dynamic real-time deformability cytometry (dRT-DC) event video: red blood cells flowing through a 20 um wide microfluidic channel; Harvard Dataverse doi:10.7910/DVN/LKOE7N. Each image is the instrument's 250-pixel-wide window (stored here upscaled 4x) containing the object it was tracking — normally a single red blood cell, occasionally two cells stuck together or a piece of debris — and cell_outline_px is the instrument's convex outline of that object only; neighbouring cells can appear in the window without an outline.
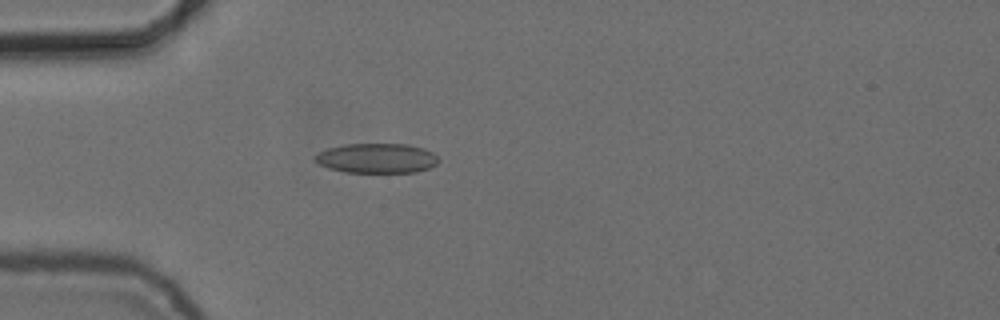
{"species": "common noctule bat (a hibernating species)", "species_latin": "Nyctalus noctula", "temperature_condition": "cold", "stored_images_in_passage": 55, "camera_frame_rate_fps": 3000, "um_per_image_px": 0.085, "animal": {"sex": "female", "body_mass_g": 24.6, "forearm_length_mm": 56.2}, "frame": {"image": 1, "passage_image": 16, "time_ms": 5.0, "image_size_px": [1000, 320], "cell_outline_px": [[440, 160], [436, 164], [428, 168], [416, 172], [344, 172], [328, 168], [312, 160], [320, 152], [328, 148], [344, 144], [408, 144], [424, 148], [432, 152]], "centroid_in_image_um": [32.03, 13.45], "position_along_channel_um": 53.0, "area_um2": 21.39}}
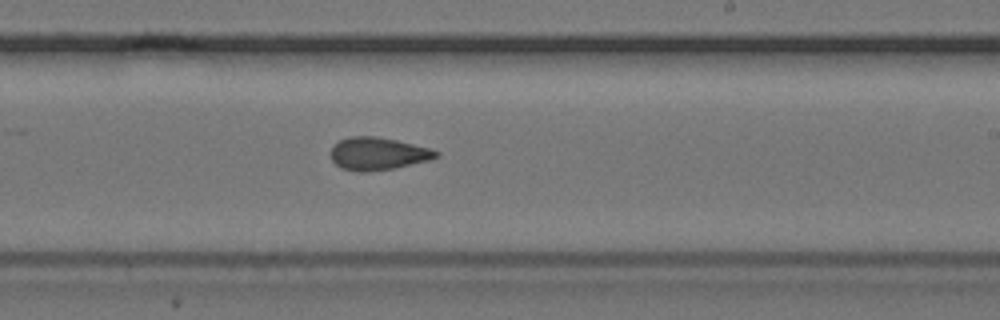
{"frame": {"image": 2, "passage_image": 33, "time_ms": 10.667, "image_size_px": [1000, 320], "cell_outline_px": [[440, 156], [428, 160], [396, 168], [368, 172], [360, 172], [340, 168], [332, 160], [328, 152], [340, 140], [348, 136], [376, 136], [396, 140], [428, 148], [440, 152]], "centroid_in_image_um": [32.09, 13.07], "position_along_channel_um": 256.9, "area_um2": 20.11}}
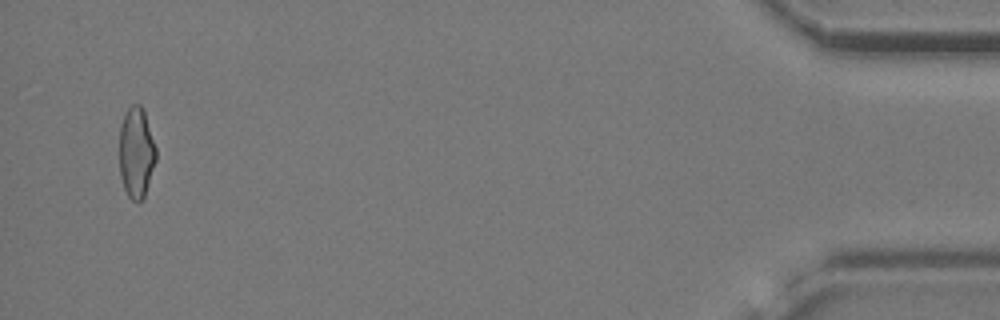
{"frame": {"image": 3, "passage_image": 53, "time_ms": 17.333, "image_size_px": [1000, 320], "cell_outline_px": [[156, 160], [144, 196], [140, 200], [132, 200], [128, 196], [124, 188], [120, 176], [120, 124], [124, 112], [132, 104], [140, 104], [144, 108], [156, 148]], "centroid_in_image_um": [11.58, 12.91], "position_along_channel_um": 423.6, "area_um2": 19.42}, "authors_computed_cell_mechanics": {"area_um2": 20.0566, "velocity_mm_per_s": 3.7608, "shape_relaxation_time_tau1_ms": null, "shape_relaxation_time_tau2_ms": 2.8996, "deformation_change_tau1": null, "deformation_change_tau2": 0.0975}}